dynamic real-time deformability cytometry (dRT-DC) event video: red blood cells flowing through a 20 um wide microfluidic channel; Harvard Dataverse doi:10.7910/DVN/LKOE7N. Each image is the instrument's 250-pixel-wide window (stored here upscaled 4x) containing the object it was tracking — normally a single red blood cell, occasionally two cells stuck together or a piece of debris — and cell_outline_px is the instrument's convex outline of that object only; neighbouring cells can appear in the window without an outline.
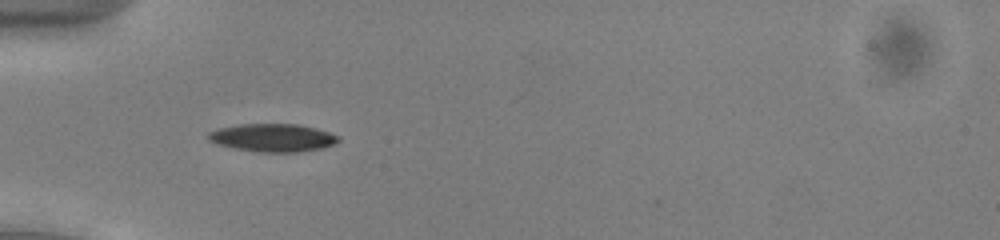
{"species": "common noctule bat (a hibernating species)", "species_latin": "Nyctalus noctula", "temperature_condition": "cold", "stored_images_in_passage": 38, "camera_frame_rate_fps": 3000, "um_per_image_px": 0.085, "animal": {"sex": "male", "body_mass_g": 13.0, "forearm_length_mm": 53.1}, "frame": {"image": 1, "passage_image": 2, "time_ms": 0.333, "image_size_px": [1000, 240], "cell_outline_px": [[340, 140], [336, 144], [324, 148], [300, 152], [260, 152], [236, 148], [216, 144], [208, 140], [208, 132], [220, 128], [236, 124], [296, 124], [316, 128], [340, 136]], "centroid_in_image_um": [23.22, 11.71], "position_along_channel_um": 61.8, "area_um2": 21.33}}
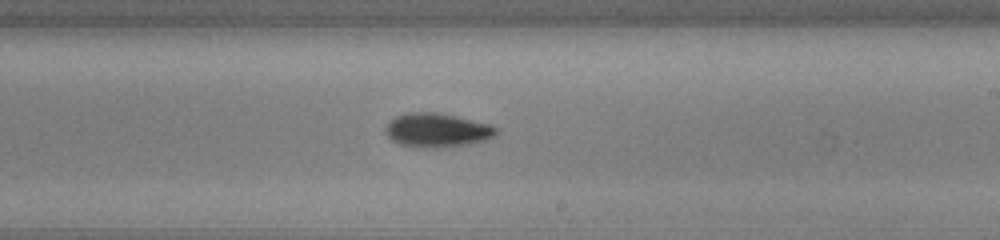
{"frame": {"image": 2, "passage_image": 17, "time_ms": 5.333, "image_size_px": [1000, 240], "cell_outline_px": [[500, 128], [496, 136], [484, 140], [468, 144], [440, 148], [416, 148], [400, 144], [392, 140], [384, 132], [384, 128], [396, 116], [408, 112], [436, 112], [456, 116], [492, 124]], "centroid_in_image_um": [37.18, 11.07], "position_along_channel_um": 251.8, "area_um2": 22.25}}
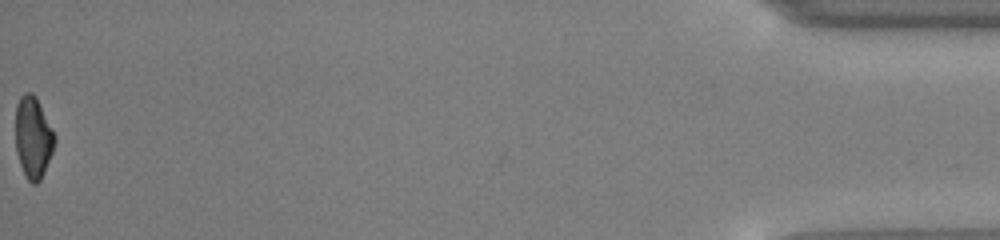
{"frame": {"image": 3, "passage_image": 38, "time_ms": 12.333, "image_size_px": [1000, 240], "cell_outline_px": [[56, 140], [52, 152], [44, 172], [40, 180], [36, 184], [32, 184], [28, 180], [20, 164], [16, 152], [16, 104], [20, 96], [24, 92], [32, 92], [36, 96], [56, 136]], "centroid_in_image_um": [2.81, 11.65], "position_along_channel_um": 432.4, "area_um2": 18.61}, "authors_computed_cell_mechanics": {"area_um2": 20.5479, "velocity_mm_per_s": 3.9133, "shape_relaxation_time_tau1_ms": 4.0707, "shape_relaxation_time_tau2_ms": 3.8869, "deformation_change_tau1": 0.153, "deformation_change_tau2": 0.0941}}